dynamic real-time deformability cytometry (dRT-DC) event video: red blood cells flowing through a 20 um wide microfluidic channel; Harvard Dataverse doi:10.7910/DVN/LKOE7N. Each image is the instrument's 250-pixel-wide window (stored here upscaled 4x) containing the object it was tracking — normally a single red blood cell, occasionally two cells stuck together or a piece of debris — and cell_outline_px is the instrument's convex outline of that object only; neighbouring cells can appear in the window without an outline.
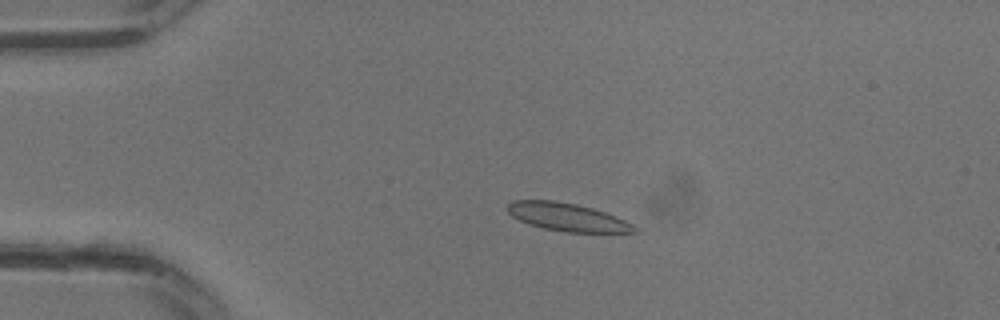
{"species": "common noctule bat (a hibernating species)", "species_latin": "Nyctalus noctula", "temperature_condition": "warm", "stored_images_in_passage": 31, "camera_frame_rate_fps": 3000, "um_per_image_px": 0.085, "animal": {"sex": "male", "body_mass_g": 13.3}, "frame": {"image": 1, "passage_image": 7, "time_ms": 2.0, "image_size_px": [1000, 320], "cell_outline_px": [[640, 232], [568, 232], [544, 228], [528, 224], [512, 216], [504, 208], [512, 200], [552, 200], [576, 204], [592, 208], [616, 216], [640, 228]], "centroid_in_image_um": [48.21, 18.45], "position_along_channel_um": 36.8, "area_um2": 20.69}}
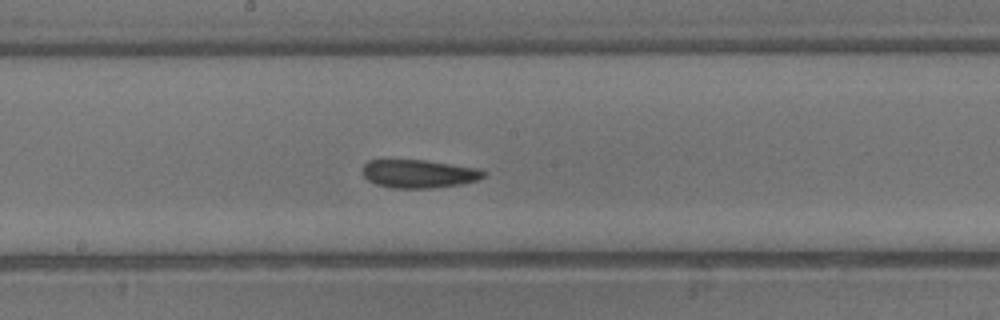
{"frame": {"image": 2, "passage_image": 17, "time_ms": 5.333, "image_size_px": [1000, 320], "cell_outline_px": [[488, 172], [484, 176], [476, 180], [460, 184], [436, 188], [392, 188], [376, 184], [368, 180], [360, 172], [364, 164], [368, 160], [424, 160], [480, 168]], "centroid_in_image_um": [35.59, 14.77], "position_along_channel_um": 212.6, "area_um2": 20.11}}
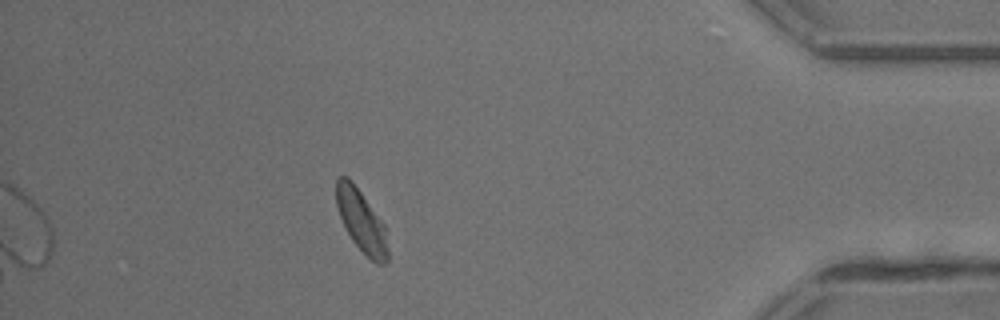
{"frame": {"image": 3, "passage_image": 28, "time_ms": 9.0, "image_size_px": [1000, 320], "cell_outline_px": [[388, 260], [384, 264], [376, 264], [352, 240], [340, 216], [336, 204], [336, 180], [340, 176], [348, 176], [352, 180], [384, 224], [388, 248]], "centroid_in_image_um": [30.72, 18.76], "position_along_channel_um": 404.5, "area_um2": 18.38}}